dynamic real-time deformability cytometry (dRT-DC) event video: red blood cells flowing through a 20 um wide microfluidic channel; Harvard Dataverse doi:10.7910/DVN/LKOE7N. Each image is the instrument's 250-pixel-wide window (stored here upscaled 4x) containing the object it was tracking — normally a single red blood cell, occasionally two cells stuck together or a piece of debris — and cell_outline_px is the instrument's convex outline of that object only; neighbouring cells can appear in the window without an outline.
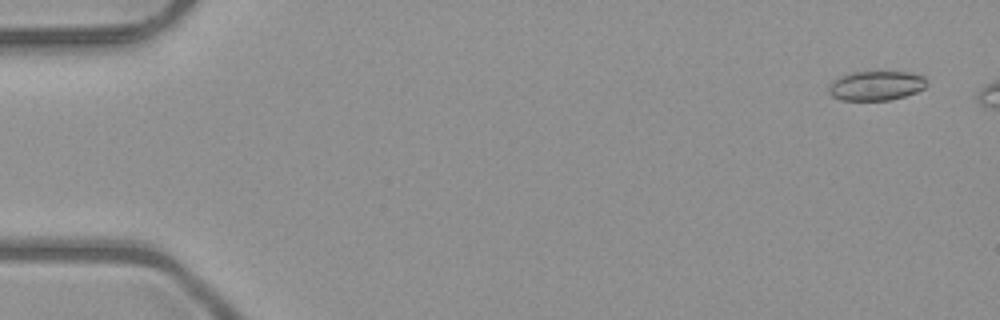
{"species": "common noctule bat (a hibernating species)", "species_latin": "Nyctalus noctula", "temperature_condition": "room temperature", "stored_images_in_passage": 47, "camera_frame_rate_fps": 3000, "um_per_image_px": 0.085, "animal": {"sex": "male", "body_mass_g": 23.1, "forearm_length_mm": 52.7}, "frame": {"image": 1, "passage_image": 3, "time_ms": 0.667, "image_size_px": [1000, 320], "cell_outline_px": [[928, 84], [924, 88], [916, 92], [904, 96], [888, 100], [840, 100], [832, 96], [828, 92], [828, 84], [832, 80], [840, 76], [852, 72], [908, 72], [924, 76], [928, 80]], "centroid_in_image_um": [74.45, 7.28], "position_along_channel_um": 10.5, "area_um2": 16.99}}
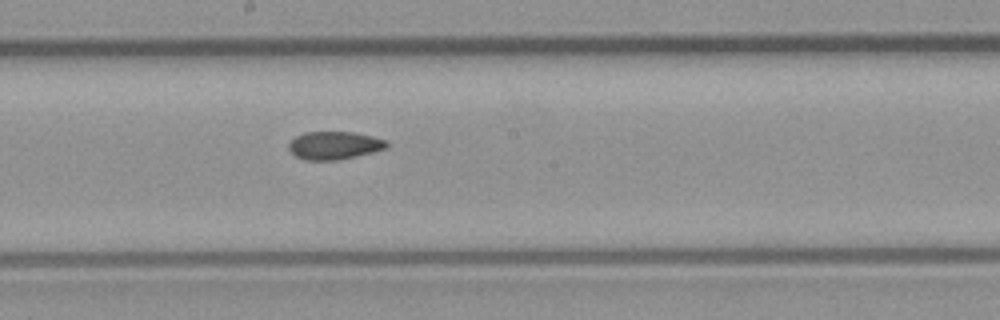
{"frame": {"image": 2, "passage_image": 29, "time_ms": 9.333, "image_size_px": [1000, 320], "cell_outline_px": [[388, 144], [384, 148], [372, 152], [336, 160], [304, 160], [296, 156], [288, 148], [288, 144], [296, 136], [304, 132], [352, 132], [372, 136], [388, 140]], "centroid_in_image_um": [28.39, 12.35], "position_along_channel_um": 219.8, "area_um2": 15.78}}
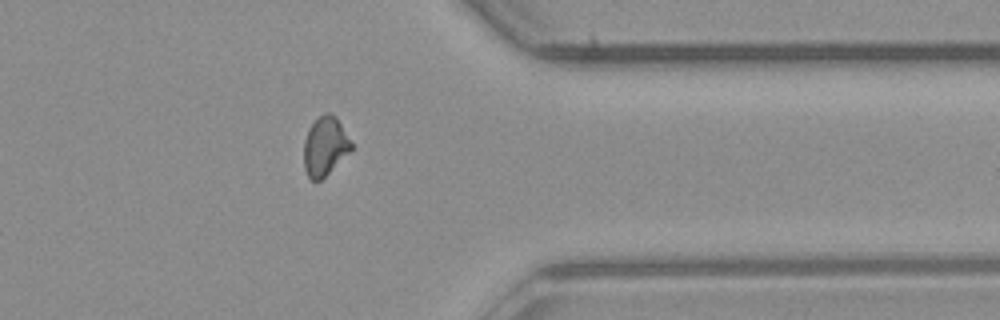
{"frame": {"image": 3, "passage_image": 42, "time_ms": 13.667, "image_size_px": [1000, 320], "cell_outline_px": [[352, 152], [320, 180], [312, 180], [308, 176], [304, 168], [304, 140], [308, 128], [324, 112], [328, 112], [336, 116], [352, 144]], "centroid_in_image_um": [27.63, 12.43], "position_along_channel_um": 383.8, "area_um2": 16.3}, "authors_computed_cell_mechanics": {"area_um2": 16.5886, "velocity_mm_per_s": 4.0462, "shape_relaxation_time_tau1_ms": null, "shape_relaxation_time_tau2_ms": 4.4418, "deformation_change_tau1": null, "deformation_change_tau2": 0.0831}}